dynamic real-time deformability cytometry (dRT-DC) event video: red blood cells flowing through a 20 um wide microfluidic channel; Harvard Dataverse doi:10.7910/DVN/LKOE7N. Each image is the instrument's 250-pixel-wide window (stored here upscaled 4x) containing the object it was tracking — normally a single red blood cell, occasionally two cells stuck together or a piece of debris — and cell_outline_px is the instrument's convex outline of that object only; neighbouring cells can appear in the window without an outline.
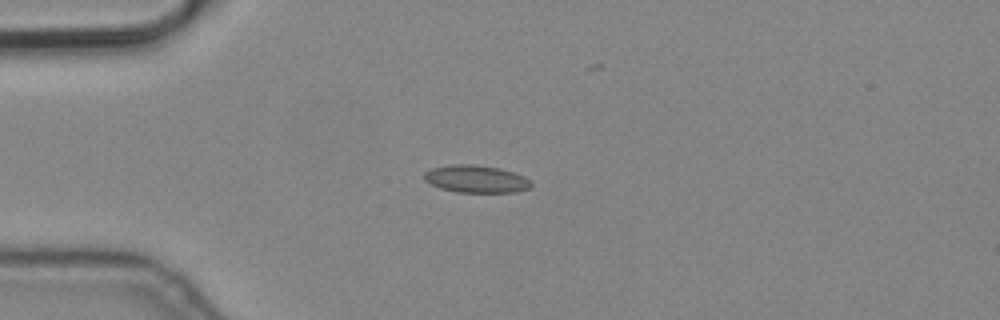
{"species": "common noctule bat (a hibernating species)", "species_latin": "Nyctalus noctula", "temperature_condition": "cold", "stored_images_in_passage": 8, "camera_frame_rate_fps": 3000, "um_per_image_px": 0.085, "animal": {"sex": "male", "body_mass_g": 19.2, "forearm_length_mm": 51.8}, "frame": {"image": 1, "passage_image": 5, "time_ms": 1.333, "image_size_px": [1000, 320], "cell_outline_px": [[532, 184], [528, 188], [516, 192], [456, 192], [440, 188], [424, 180], [424, 172], [432, 168], [452, 164], [472, 164], [500, 168], [524, 176], [532, 180]], "centroid_in_image_um": [40.47, 15.21], "position_along_channel_um": 44.5, "area_um2": 17.11}}
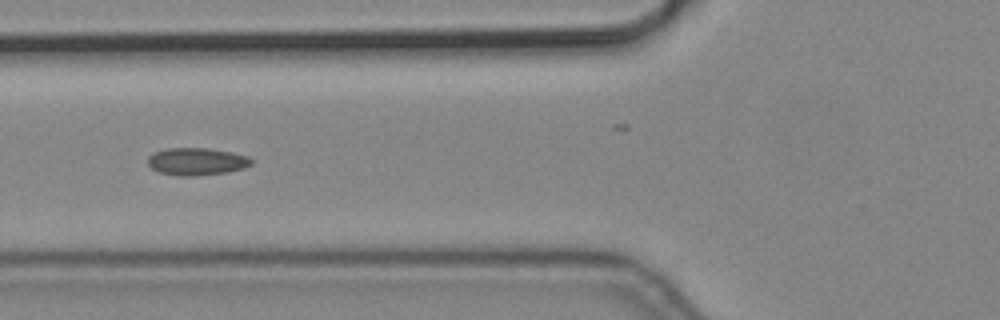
{"frame": {"image": 2, "passage_image": 7, "time_ms": 2.0, "image_size_px": [1000, 320], "cell_outline_px": [[252, 164], [244, 168], [228, 172], [196, 176], [180, 176], [156, 172], [148, 164], [148, 156], [152, 152], [168, 148], [208, 148], [232, 152], [248, 156], [252, 160]], "centroid_in_image_um": [16.7, 13.73], "position_along_channel_um": 109.1, "area_um2": 16.76}}
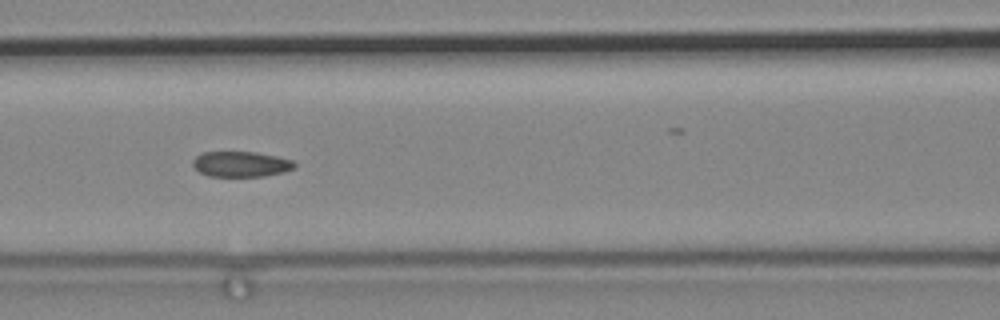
{"frame": {"image": 3, "passage_image": 8, "time_ms": 2.333, "image_size_px": [1000, 320], "cell_outline_px": [[296, 168], [284, 172], [264, 176], [208, 176], [200, 172], [192, 164], [192, 160], [196, 156], [204, 152], [256, 152], [276, 156], [292, 160], [296, 164]], "centroid_in_image_um": [20.5, 13.95], "position_along_channel_um": 146.1, "area_um2": 15.09}}